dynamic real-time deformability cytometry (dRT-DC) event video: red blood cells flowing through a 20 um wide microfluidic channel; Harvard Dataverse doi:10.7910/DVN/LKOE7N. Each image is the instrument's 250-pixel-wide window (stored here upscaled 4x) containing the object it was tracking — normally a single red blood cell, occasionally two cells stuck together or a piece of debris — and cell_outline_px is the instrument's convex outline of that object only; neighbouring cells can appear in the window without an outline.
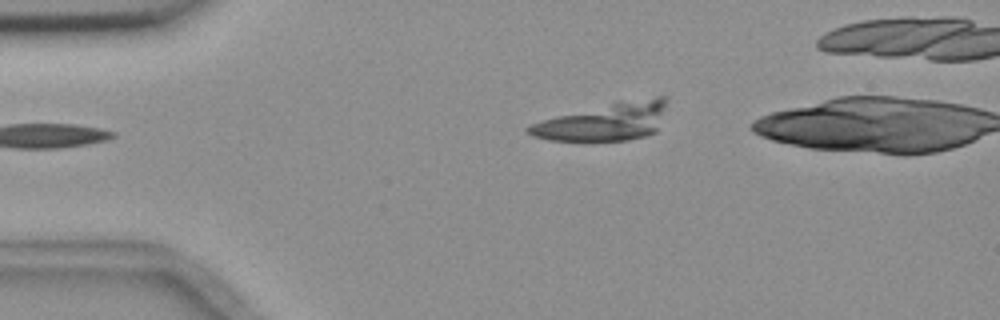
{"species": "common noctule bat (a hibernating species)", "species_latin": "Nyctalus noctula", "temperature_condition": "room temperature", "stored_images_in_passage": 2, "camera_frame_rate_fps": 3000, "um_per_image_px": 0.085, "animal": {"sex": "female", "body_mass_g": 18.4}, "frame": {"image": 1, "passage_image": 2, "time_ms": 1.333, "image_size_px": [1000, 320], "cell_outline_px": [[668, 100], [656, 132], [644, 136], [628, 140], [548, 140], [532, 136], [524, 132], [524, 128], [528, 124], [540, 120], [620, 100], [656, 96], [668, 96]], "centroid_in_image_um": [51.35, 10.32], "position_along_channel_um": 33.7, "area_um2": 30.63}}